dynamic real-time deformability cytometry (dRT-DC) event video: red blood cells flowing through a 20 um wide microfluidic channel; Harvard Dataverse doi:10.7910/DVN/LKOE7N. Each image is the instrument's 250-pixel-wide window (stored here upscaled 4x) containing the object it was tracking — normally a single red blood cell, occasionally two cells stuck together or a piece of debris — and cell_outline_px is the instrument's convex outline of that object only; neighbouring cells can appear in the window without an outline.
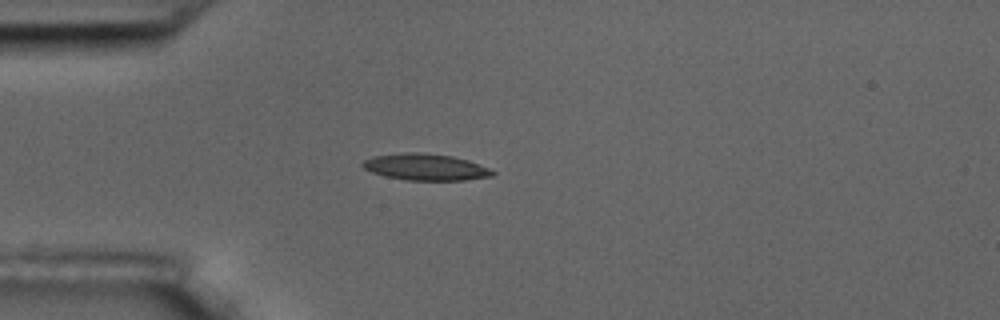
{"species": "common noctule bat (a hibernating species)", "species_latin": "Nyctalus noctula", "temperature_condition": "room temperature", "stored_images_in_passage": 3, "camera_frame_rate_fps": 3000, "um_per_image_px": 0.085, "animal": {"sex": "male", "body_mass_g": 17.5, "forearm_length_mm": 52.3}, "frame": {"image": 1, "passage_image": 3, "time_ms": 3.0, "image_size_px": [1000, 320], "cell_outline_px": [[496, 172], [492, 176], [464, 180], [408, 180], [384, 176], [372, 172], [364, 168], [360, 164], [364, 160], [372, 156], [404, 152], [424, 152], [452, 156], [468, 160], [488, 168]], "centroid_in_image_um": [36.14, 14.19], "position_along_channel_um": 48.9, "area_um2": 20.11}}